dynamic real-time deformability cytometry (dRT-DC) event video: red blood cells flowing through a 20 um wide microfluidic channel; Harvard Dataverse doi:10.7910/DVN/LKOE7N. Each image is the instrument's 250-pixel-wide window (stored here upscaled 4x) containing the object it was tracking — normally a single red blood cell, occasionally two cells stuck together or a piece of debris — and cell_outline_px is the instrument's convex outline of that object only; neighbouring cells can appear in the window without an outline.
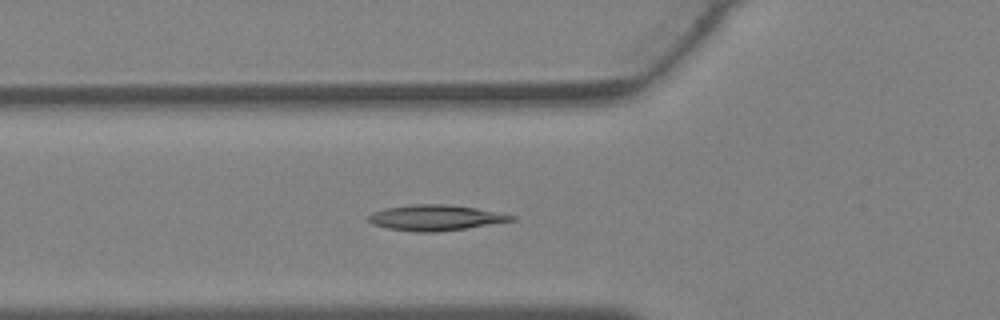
{"species": "Egyptian fruit bat (a non-hibernating species)", "species_latin": "Rousettus aegyptiacus", "temperature_condition": "warm", "stored_images_in_passage": 36, "camera_frame_rate_fps": 3000, "um_per_image_px": 0.085, "animal": {"sex": "female"}, "frame": {"image": 1, "passage_image": 12, "time_ms": 3.667, "image_size_px": [1000, 320], "cell_outline_px": [[516, 220], [468, 228], [436, 232], [416, 232], [388, 228], [372, 224], [368, 220], [368, 216], [372, 212], [388, 208], [416, 204], [448, 204], [476, 208], [500, 212], [516, 216]], "centroid_in_image_um": [37.06, 18.51], "position_along_channel_um": 88.7, "area_um2": 21.33}}
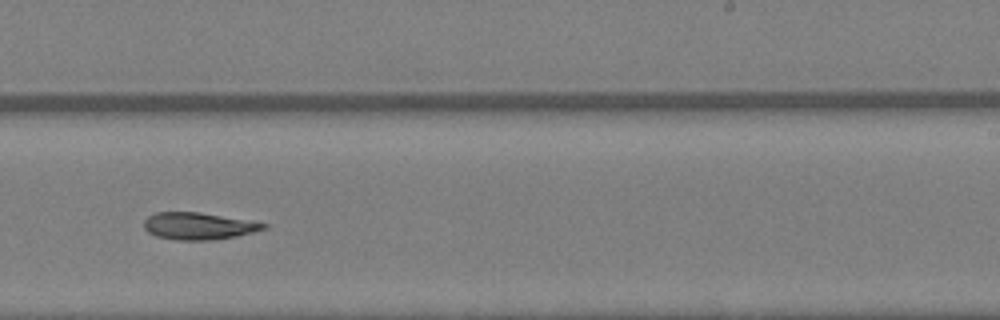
{"frame": {"image": 2, "passage_image": 22, "time_ms": 7.0, "image_size_px": [1000, 320], "cell_outline_px": [[268, 228], [256, 232], [236, 236], [212, 240], [176, 240], [156, 236], [148, 232], [144, 228], [144, 220], [148, 216], [156, 212], [200, 212], [268, 224]], "centroid_in_image_um": [16.87, 19.22], "position_along_channel_um": 272.1, "area_um2": 18.84}}
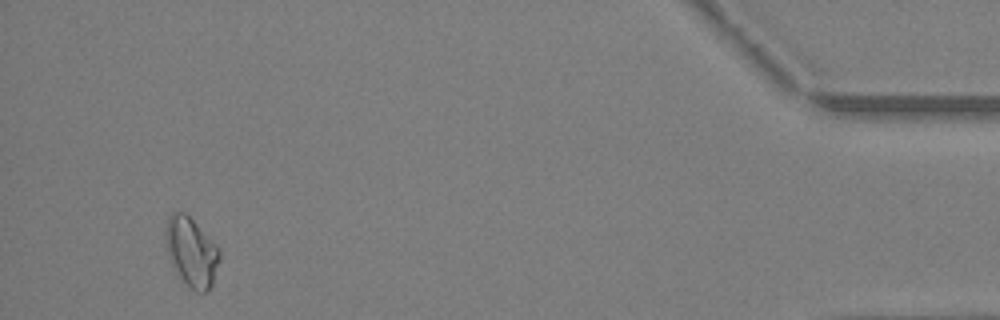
{"frame": {"image": 3, "passage_image": 34, "time_ms": 11.0, "image_size_px": [1000, 320], "cell_outline_px": [[220, 260], [212, 284], [204, 292], [196, 292], [188, 288], [184, 284], [172, 264], [168, 256], [168, 216], [172, 212], [184, 212], [220, 248]], "centroid_in_image_um": [16.32, 21.47], "position_along_channel_um": 418.9, "area_um2": 21.15}}